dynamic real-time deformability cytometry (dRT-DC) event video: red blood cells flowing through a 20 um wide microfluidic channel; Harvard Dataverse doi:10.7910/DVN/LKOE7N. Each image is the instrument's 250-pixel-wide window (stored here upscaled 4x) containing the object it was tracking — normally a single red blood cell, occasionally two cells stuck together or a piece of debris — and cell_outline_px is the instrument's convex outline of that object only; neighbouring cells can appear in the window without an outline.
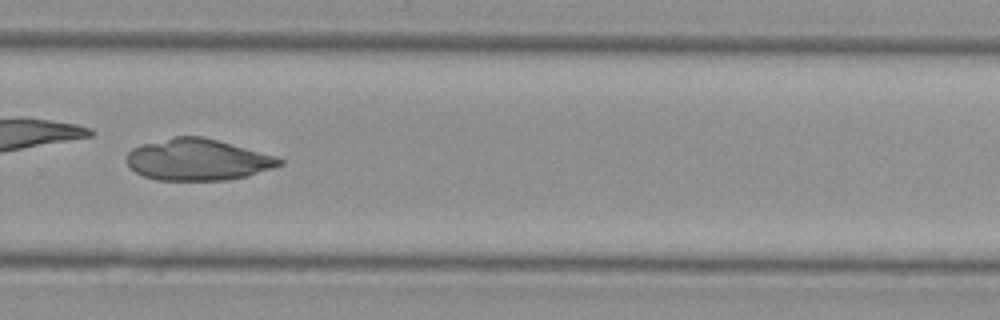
{"species": "Egyptian fruit bat (a non-hibernating species)", "species_latin": "Rousettus aegyptiacus", "temperature_condition": "cold", "stored_images_in_passage": 46, "camera_frame_rate_fps": 3000, "um_per_image_px": 0.085, "animal": {"sex": "female"}, "frame": {"image": 1, "passage_image": 33, "time_ms": 10.667, "image_size_px": [1000, 320], "cell_outline_px": [[284, 164], [248, 176], [228, 180], [156, 180], [144, 176], [136, 172], [128, 164], [128, 152], [132, 148], [140, 144], [176, 136], [204, 136], [276, 156], [284, 160]], "centroid_in_image_um": [16.83, 13.57], "position_along_channel_um": 313.0, "area_um2": 36.99}}